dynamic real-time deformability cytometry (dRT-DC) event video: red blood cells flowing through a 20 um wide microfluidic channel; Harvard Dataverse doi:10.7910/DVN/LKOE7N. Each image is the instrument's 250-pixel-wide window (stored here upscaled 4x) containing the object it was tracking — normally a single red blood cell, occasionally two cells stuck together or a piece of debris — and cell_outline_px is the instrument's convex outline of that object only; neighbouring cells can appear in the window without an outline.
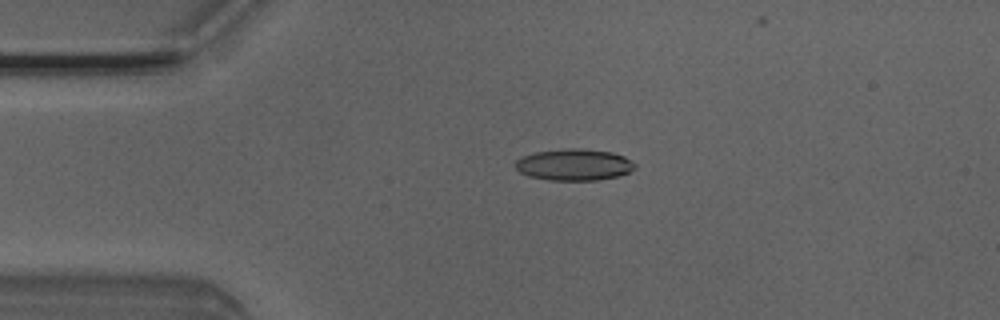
{"species": "Egyptian fruit bat (a non-hibernating species)", "species_latin": "Rousettus aegyptiacus", "temperature_condition": "room temperature", "stored_images_in_passage": 3, "camera_frame_rate_fps": 3000, "um_per_image_px": 0.085, "animal": {"sex": "male"}, "frame": {"image": 1, "passage_image": 2, "time_ms": 0.333, "image_size_px": [1000, 320], "cell_outline_px": [[636, 168], [620, 176], [596, 180], [548, 180], [528, 176], [520, 172], [516, 168], [516, 160], [520, 156], [536, 152], [568, 148], [580, 148], [612, 152], [624, 156], [636, 164]], "centroid_in_image_um": [48.8, 14.0], "position_along_channel_um": 36.2, "area_um2": 22.08}}